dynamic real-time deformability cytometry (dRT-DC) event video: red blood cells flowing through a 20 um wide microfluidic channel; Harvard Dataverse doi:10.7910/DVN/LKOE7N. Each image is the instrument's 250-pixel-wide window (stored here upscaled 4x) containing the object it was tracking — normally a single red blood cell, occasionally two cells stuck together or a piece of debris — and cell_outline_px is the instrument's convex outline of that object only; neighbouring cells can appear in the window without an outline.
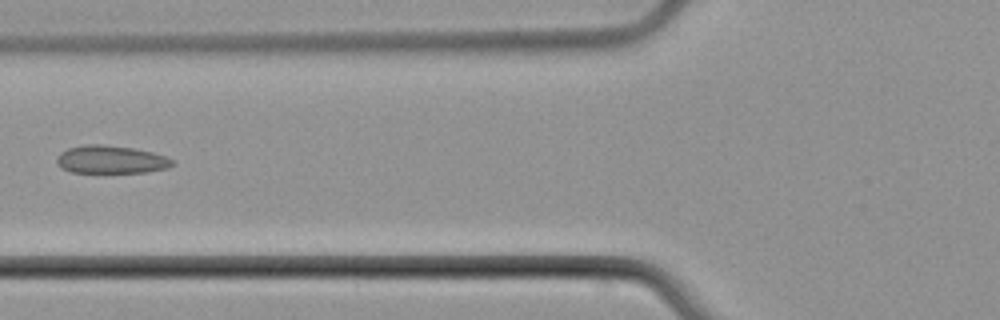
{"species": "common noctule bat (a hibernating species)", "species_latin": "Nyctalus noctula", "temperature_condition": "cold", "stored_images_in_passage": 6, "camera_frame_rate_fps": 3000, "um_per_image_px": 0.085, "animal": {"sex": "male", "body_mass_g": 21.5, "forearm_length_mm": 52.0}, "frame": {"image": 1, "passage_image": 5, "time_ms": 5.0, "image_size_px": [1000, 320], "cell_outline_px": [[176, 164], [168, 168], [148, 172], [72, 172], [60, 168], [56, 164], [56, 160], [60, 152], [68, 148], [84, 144], [104, 144], [132, 148], [152, 152], [176, 160]], "centroid_in_image_um": [9.44, 13.56], "position_along_channel_um": 116.4, "area_um2": 19.02}}
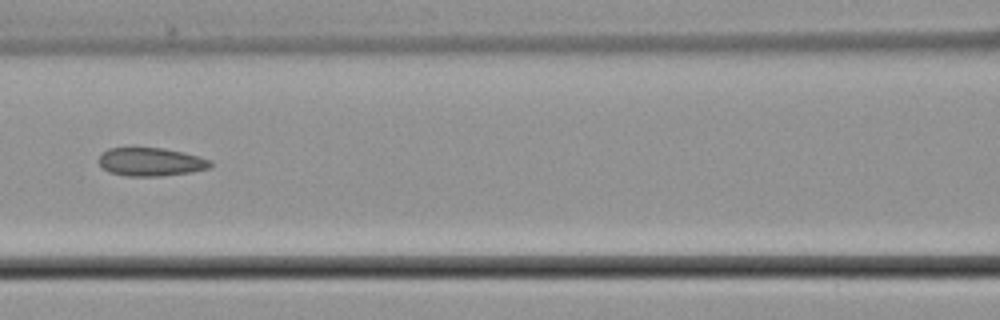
{"frame": {"image": 2, "passage_image": 6, "time_ms": 6.0, "image_size_px": [1000, 320], "cell_outline_px": [[212, 164], [208, 168], [192, 172], [160, 176], [128, 176], [108, 172], [100, 164], [100, 156], [108, 148], [164, 148], [184, 152], [212, 160]], "centroid_in_image_um": [12.85, 13.76], "position_along_channel_um": 153.7, "area_um2": 18.32}}